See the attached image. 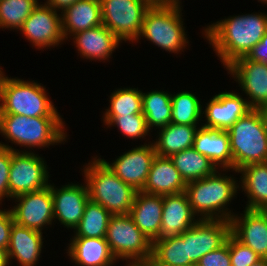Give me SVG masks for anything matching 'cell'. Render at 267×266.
<instances>
[{"label":"cell","instance_id":"7dc6e473","mask_svg":"<svg viewBox=\"0 0 267 266\" xmlns=\"http://www.w3.org/2000/svg\"><path fill=\"white\" fill-rule=\"evenodd\" d=\"M152 4H170V0H149Z\"/></svg>","mask_w":267,"mask_h":266},{"label":"cell","instance_id":"2e32d148","mask_svg":"<svg viewBox=\"0 0 267 266\" xmlns=\"http://www.w3.org/2000/svg\"><path fill=\"white\" fill-rule=\"evenodd\" d=\"M78 183L68 182L60 188L51 184L54 222L59 221L68 230H74L79 224L90 199L86 182Z\"/></svg>","mask_w":267,"mask_h":266},{"label":"cell","instance_id":"9a60e30c","mask_svg":"<svg viewBox=\"0 0 267 266\" xmlns=\"http://www.w3.org/2000/svg\"><path fill=\"white\" fill-rule=\"evenodd\" d=\"M225 70L239 84L242 93L246 94L251 108L259 109L267 105V64L249 60L245 56L236 59Z\"/></svg>","mask_w":267,"mask_h":266},{"label":"cell","instance_id":"1f68e13d","mask_svg":"<svg viewBox=\"0 0 267 266\" xmlns=\"http://www.w3.org/2000/svg\"><path fill=\"white\" fill-rule=\"evenodd\" d=\"M111 216L102 205L89 199L72 237L105 238Z\"/></svg>","mask_w":267,"mask_h":266},{"label":"cell","instance_id":"f35d334b","mask_svg":"<svg viewBox=\"0 0 267 266\" xmlns=\"http://www.w3.org/2000/svg\"><path fill=\"white\" fill-rule=\"evenodd\" d=\"M196 266H231L229 244L226 242L219 249L205 254Z\"/></svg>","mask_w":267,"mask_h":266},{"label":"cell","instance_id":"5bb4252c","mask_svg":"<svg viewBox=\"0 0 267 266\" xmlns=\"http://www.w3.org/2000/svg\"><path fill=\"white\" fill-rule=\"evenodd\" d=\"M230 234L229 220H199L180 236L187 242L188 258L196 265L205 254L223 246Z\"/></svg>","mask_w":267,"mask_h":266},{"label":"cell","instance_id":"d6986e66","mask_svg":"<svg viewBox=\"0 0 267 266\" xmlns=\"http://www.w3.org/2000/svg\"><path fill=\"white\" fill-rule=\"evenodd\" d=\"M199 220L190 206L185 191L177 194L163 195L159 239L179 236Z\"/></svg>","mask_w":267,"mask_h":266},{"label":"cell","instance_id":"4fadbf2b","mask_svg":"<svg viewBox=\"0 0 267 266\" xmlns=\"http://www.w3.org/2000/svg\"><path fill=\"white\" fill-rule=\"evenodd\" d=\"M155 147L152 141L132 147L116 157L112 162L100 159L111 169L123 182L131 185L136 191H141L147 180L152 162L156 157Z\"/></svg>","mask_w":267,"mask_h":266},{"label":"cell","instance_id":"52a82bcc","mask_svg":"<svg viewBox=\"0 0 267 266\" xmlns=\"http://www.w3.org/2000/svg\"><path fill=\"white\" fill-rule=\"evenodd\" d=\"M232 169L267 162V130L259 109H251L229 129Z\"/></svg>","mask_w":267,"mask_h":266},{"label":"cell","instance_id":"83f0119b","mask_svg":"<svg viewBox=\"0 0 267 266\" xmlns=\"http://www.w3.org/2000/svg\"><path fill=\"white\" fill-rule=\"evenodd\" d=\"M199 127L169 123L158 129L156 139L152 141L156 154L161 157H171L173 154L192 148Z\"/></svg>","mask_w":267,"mask_h":266},{"label":"cell","instance_id":"816d5d0a","mask_svg":"<svg viewBox=\"0 0 267 266\" xmlns=\"http://www.w3.org/2000/svg\"><path fill=\"white\" fill-rule=\"evenodd\" d=\"M3 73H4L3 68H1V66H0V78H1Z\"/></svg>","mask_w":267,"mask_h":266},{"label":"cell","instance_id":"f6af8a7d","mask_svg":"<svg viewBox=\"0 0 267 266\" xmlns=\"http://www.w3.org/2000/svg\"><path fill=\"white\" fill-rule=\"evenodd\" d=\"M259 111L262 114V117H263L264 122H265L266 130H267V105L260 107Z\"/></svg>","mask_w":267,"mask_h":266},{"label":"cell","instance_id":"bcb514c9","mask_svg":"<svg viewBox=\"0 0 267 266\" xmlns=\"http://www.w3.org/2000/svg\"><path fill=\"white\" fill-rule=\"evenodd\" d=\"M251 266H267V259L261 258L258 262L252 264Z\"/></svg>","mask_w":267,"mask_h":266},{"label":"cell","instance_id":"f907efd6","mask_svg":"<svg viewBox=\"0 0 267 266\" xmlns=\"http://www.w3.org/2000/svg\"><path fill=\"white\" fill-rule=\"evenodd\" d=\"M265 214H266V216H267V205L264 207V208H262L261 209Z\"/></svg>","mask_w":267,"mask_h":266},{"label":"cell","instance_id":"44dd1931","mask_svg":"<svg viewBox=\"0 0 267 266\" xmlns=\"http://www.w3.org/2000/svg\"><path fill=\"white\" fill-rule=\"evenodd\" d=\"M43 232L13 223L7 249L8 262L15 259L20 266H36L43 249Z\"/></svg>","mask_w":267,"mask_h":266},{"label":"cell","instance_id":"4316f807","mask_svg":"<svg viewBox=\"0 0 267 266\" xmlns=\"http://www.w3.org/2000/svg\"><path fill=\"white\" fill-rule=\"evenodd\" d=\"M239 188L247 196V209H262L267 205V162L250 164L238 170Z\"/></svg>","mask_w":267,"mask_h":266},{"label":"cell","instance_id":"8fae6325","mask_svg":"<svg viewBox=\"0 0 267 266\" xmlns=\"http://www.w3.org/2000/svg\"><path fill=\"white\" fill-rule=\"evenodd\" d=\"M38 50L50 49L66 42L62 31V14L39 3L18 30Z\"/></svg>","mask_w":267,"mask_h":266},{"label":"cell","instance_id":"8d00e7d4","mask_svg":"<svg viewBox=\"0 0 267 266\" xmlns=\"http://www.w3.org/2000/svg\"><path fill=\"white\" fill-rule=\"evenodd\" d=\"M229 244L231 266H251L261 258L248 246L238 241L232 234L226 240Z\"/></svg>","mask_w":267,"mask_h":266},{"label":"cell","instance_id":"7c38bea8","mask_svg":"<svg viewBox=\"0 0 267 266\" xmlns=\"http://www.w3.org/2000/svg\"><path fill=\"white\" fill-rule=\"evenodd\" d=\"M11 200L16 203L10 207L16 224L40 232L54 224L51 183L46 188L20 194Z\"/></svg>","mask_w":267,"mask_h":266},{"label":"cell","instance_id":"9c48e42d","mask_svg":"<svg viewBox=\"0 0 267 266\" xmlns=\"http://www.w3.org/2000/svg\"><path fill=\"white\" fill-rule=\"evenodd\" d=\"M151 5L149 0H100L102 23L121 42L134 44Z\"/></svg>","mask_w":267,"mask_h":266},{"label":"cell","instance_id":"6da1fadb","mask_svg":"<svg viewBox=\"0 0 267 266\" xmlns=\"http://www.w3.org/2000/svg\"><path fill=\"white\" fill-rule=\"evenodd\" d=\"M267 30V14L247 13L220 19L205 25L202 34L227 68L236 59L245 57L262 39Z\"/></svg>","mask_w":267,"mask_h":266},{"label":"cell","instance_id":"f546056e","mask_svg":"<svg viewBox=\"0 0 267 266\" xmlns=\"http://www.w3.org/2000/svg\"><path fill=\"white\" fill-rule=\"evenodd\" d=\"M170 159L186 183L210 176L218 170L209 158L193 147L173 154Z\"/></svg>","mask_w":267,"mask_h":266},{"label":"cell","instance_id":"d590c367","mask_svg":"<svg viewBox=\"0 0 267 266\" xmlns=\"http://www.w3.org/2000/svg\"><path fill=\"white\" fill-rule=\"evenodd\" d=\"M103 126L116 127L124 137L132 140L143 139L151 134L143 113L126 116H102ZM149 133V134H148Z\"/></svg>","mask_w":267,"mask_h":266},{"label":"cell","instance_id":"836d02e7","mask_svg":"<svg viewBox=\"0 0 267 266\" xmlns=\"http://www.w3.org/2000/svg\"><path fill=\"white\" fill-rule=\"evenodd\" d=\"M108 98L110 104L105 109L103 116H126L142 113V90H139L138 87L116 89Z\"/></svg>","mask_w":267,"mask_h":266},{"label":"cell","instance_id":"e0dca14e","mask_svg":"<svg viewBox=\"0 0 267 266\" xmlns=\"http://www.w3.org/2000/svg\"><path fill=\"white\" fill-rule=\"evenodd\" d=\"M236 91L219 92L212 96L209 101L202 106V116L204 115L205 123L203 127L227 130L229 129L240 117L244 116L252 108L248 105L246 98H243Z\"/></svg>","mask_w":267,"mask_h":266},{"label":"cell","instance_id":"ffe728a7","mask_svg":"<svg viewBox=\"0 0 267 266\" xmlns=\"http://www.w3.org/2000/svg\"><path fill=\"white\" fill-rule=\"evenodd\" d=\"M71 38L74 47L77 48L78 56L91 62L109 61L115 49L123 43L103 24L77 32Z\"/></svg>","mask_w":267,"mask_h":266},{"label":"cell","instance_id":"277c9868","mask_svg":"<svg viewBox=\"0 0 267 266\" xmlns=\"http://www.w3.org/2000/svg\"><path fill=\"white\" fill-rule=\"evenodd\" d=\"M82 168L90 200L102 205L112 215L130 213L137 193L131 185L123 182L98 155Z\"/></svg>","mask_w":267,"mask_h":266},{"label":"cell","instance_id":"681fc988","mask_svg":"<svg viewBox=\"0 0 267 266\" xmlns=\"http://www.w3.org/2000/svg\"><path fill=\"white\" fill-rule=\"evenodd\" d=\"M258 2L262 3V5H263V3H264V5H267V0H258Z\"/></svg>","mask_w":267,"mask_h":266},{"label":"cell","instance_id":"484cf974","mask_svg":"<svg viewBox=\"0 0 267 266\" xmlns=\"http://www.w3.org/2000/svg\"><path fill=\"white\" fill-rule=\"evenodd\" d=\"M61 14L65 41L77 32L103 24L100 0H78Z\"/></svg>","mask_w":267,"mask_h":266},{"label":"cell","instance_id":"603a6c76","mask_svg":"<svg viewBox=\"0 0 267 266\" xmlns=\"http://www.w3.org/2000/svg\"><path fill=\"white\" fill-rule=\"evenodd\" d=\"M163 210V196L137 191L129 215L136 226L153 243L159 239Z\"/></svg>","mask_w":267,"mask_h":266},{"label":"cell","instance_id":"30bf717a","mask_svg":"<svg viewBox=\"0 0 267 266\" xmlns=\"http://www.w3.org/2000/svg\"><path fill=\"white\" fill-rule=\"evenodd\" d=\"M45 159L34 152L12 150L9 169V200L49 186V168Z\"/></svg>","mask_w":267,"mask_h":266},{"label":"cell","instance_id":"3957f363","mask_svg":"<svg viewBox=\"0 0 267 266\" xmlns=\"http://www.w3.org/2000/svg\"><path fill=\"white\" fill-rule=\"evenodd\" d=\"M224 172L238 173L234 169H218L210 176L187 183L185 192L200 220L230 221L235 214L228 206L240 191L239 181L233 174L226 175Z\"/></svg>","mask_w":267,"mask_h":266},{"label":"cell","instance_id":"7bdbcfd3","mask_svg":"<svg viewBox=\"0 0 267 266\" xmlns=\"http://www.w3.org/2000/svg\"><path fill=\"white\" fill-rule=\"evenodd\" d=\"M0 266H9L7 251L0 248Z\"/></svg>","mask_w":267,"mask_h":266},{"label":"cell","instance_id":"ba28073f","mask_svg":"<svg viewBox=\"0 0 267 266\" xmlns=\"http://www.w3.org/2000/svg\"><path fill=\"white\" fill-rule=\"evenodd\" d=\"M105 238L117 261L148 262L151 260L153 243L136 226L129 214L112 215Z\"/></svg>","mask_w":267,"mask_h":266},{"label":"cell","instance_id":"ab89813d","mask_svg":"<svg viewBox=\"0 0 267 266\" xmlns=\"http://www.w3.org/2000/svg\"><path fill=\"white\" fill-rule=\"evenodd\" d=\"M13 223L14 218L10 208L0 209V248L6 251L10 243L11 227Z\"/></svg>","mask_w":267,"mask_h":266},{"label":"cell","instance_id":"f1b7e54d","mask_svg":"<svg viewBox=\"0 0 267 266\" xmlns=\"http://www.w3.org/2000/svg\"><path fill=\"white\" fill-rule=\"evenodd\" d=\"M171 93L161 90L142 92V113L149 130L161 129L171 123Z\"/></svg>","mask_w":267,"mask_h":266},{"label":"cell","instance_id":"5b68a950","mask_svg":"<svg viewBox=\"0 0 267 266\" xmlns=\"http://www.w3.org/2000/svg\"><path fill=\"white\" fill-rule=\"evenodd\" d=\"M5 74L3 73L0 78V114L62 117L42 83L36 80L26 81L24 78H11Z\"/></svg>","mask_w":267,"mask_h":266},{"label":"cell","instance_id":"7402d4cb","mask_svg":"<svg viewBox=\"0 0 267 266\" xmlns=\"http://www.w3.org/2000/svg\"><path fill=\"white\" fill-rule=\"evenodd\" d=\"M69 242L66 253L77 266H114L117 263L106 238L72 237Z\"/></svg>","mask_w":267,"mask_h":266},{"label":"cell","instance_id":"60d3db41","mask_svg":"<svg viewBox=\"0 0 267 266\" xmlns=\"http://www.w3.org/2000/svg\"><path fill=\"white\" fill-rule=\"evenodd\" d=\"M249 60L267 64V30L261 41L246 56Z\"/></svg>","mask_w":267,"mask_h":266},{"label":"cell","instance_id":"cb8c5ba5","mask_svg":"<svg viewBox=\"0 0 267 266\" xmlns=\"http://www.w3.org/2000/svg\"><path fill=\"white\" fill-rule=\"evenodd\" d=\"M186 185L187 183L175 168L170 157L156 155L141 191L151 195L163 196L184 192Z\"/></svg>","mask_w":267,"mask_h":266},{"label":"cell","instance_id":"ee69618b","mask_svg":"<svg viewBox=\"0 0 267 266\" xmlns=\"http://www.w3.org/2000/svg\"><path fill=\"white\" fill-rule=\"evenodd\" d=\"M124 266H155L151 261L148 262H126Z\"/></svg>","mask_w":267,"mask_h":266},{"label":"cell","instance_id":"e575fe53","mask_svg":"<svg viewBox=\"0 0 267 266\" xmlns=\"http://www.w3.org/2000/svg\"><path fill=\"white\" fill-rule=\"evenodd\" d=\"M38 4L35 0H0V29L18 32Z\"/></svg>","mask_w":267,"mask_h":266},{"label":"cell","instance_id":"c3c4849f","mask_svg":"<svg viewBox=\"0 0 267 266\" xmlns=\"http://www.w3.org/2000/svg\"><path fill=\"white\" fill-rule=\"evenodd\" d=\"M181 3H182L181 0H170V4H173V5H180V6H182Z\"/></svg>","mask_w":267,"mask_h":266},{"label":"cell","instance_id":"4dcf8cb0","mask_svg":"<svg viewBox=\"0 0 267 266\" xmlns=\"http://www.w3.org/2000/svg\"><path fill=\"white\" fill-rule=\"evenodd\" d=\"M155 266H192L188 258L187 242L179 236L157 239L153 242L150 260Z\"/></svg>","mask_w":267,"mask_h":266},{"label":"cell","instance_id":"b9f144b4","mask_svg":"<svg viewBox=\"0 0 267 266\" xmlns=\"http://www.w3.org/2000/svg\"><path fill=\"white\" fill-rule=\"evenodd\" d=\"M76 1L78 0H46L45 2L42 3H45L46 5L56 10L57 12L62 13Z\"/></svg>","mask_w":267,"mask_h":266},{"label":"cell","instance_id":"ac0fdd59","mask_svg":"<svg viewBox=\"0 0 267 266\" xmlns=\"http://www.w3.org/2000/svg\"><path fill=\"white\" fill-rule=\"evenodd\" d=\"M231 234L250 247L260 258L267 259V216L260 209L235 213L231 220Z\"/></svg>","mask_w":267,"mask_h":266},{"label":"cell","instance_id":"7a4b0ae2","mask_svg":"<svg viewBox=\"0 0 267 266\" xmlns=\"http://www.w3.org/2000/svg\"><path fill=\"white\" fill-rule=\"evenodd\" d=\"M62 117H26L16 114H0V135L8 142L0 141V146L19 151L11 144L24 147L23 152H33L34 148L46 149L49 146L67 142L69 135ZM26 148V150H25ZM31 148V149H30Z\"/></svg>","mask_w":267,"mask_h":266},{"label":"cell","instance_id":"8992f818","mask_svg":"<svg viewBox=\"0 0 267 266\" xmlns=\"http://www.w3.org/2000/svg\"><path fill=\"white\" fill-rule=\"evenodd\" d=\"M181 7L173 4H152L144 16L142 30L135 43L142 37L163 51L182 54L187 49L189 40L186 27L183 26Z\"/></svg>","mask_w":267,"mask_h":266},{"label":"cell","instance_id":"d4e9b609","mask_svg":"<svg viewBox=\"0 0 267 266\" xmlns=\"http://www.w3.org/2000/svg\"><path fill=\"white\" fill-rule=\"evenodd\" d=\"M192 147L209 158L218 169H232V154L226 130L200 126L196 131Z\"/></svg>","mask_w":267,"mask_h":266},{"label":"cell","instance_id":"74e56055","mask_svg":"<svg viewBox=\"0 0 267 266\" xmlns=\"http://www.w3.org/2000/svg\"><path fill=\"white\" fill-rule=\"evenodd\" d=\"M12 162V150L0 146V205L5 198L9 200V169Z\"/></svg>","mask_w":267,"mask_h":266},{"label":"cell","instance_id":"d6a6232c","mask_svg":"<svg viewBox=\"0 0 267 266\" xmlns=\"http://www.w3.org/2000/svg\"><path fill=\"white\" fill-rule=\"evenodd\" d=\"M201 100L191 91L181 90V92L171 94V123L202 126L203 103Z\"/></svg>","mask_w":267,"mask_h":266}]
</instances>
